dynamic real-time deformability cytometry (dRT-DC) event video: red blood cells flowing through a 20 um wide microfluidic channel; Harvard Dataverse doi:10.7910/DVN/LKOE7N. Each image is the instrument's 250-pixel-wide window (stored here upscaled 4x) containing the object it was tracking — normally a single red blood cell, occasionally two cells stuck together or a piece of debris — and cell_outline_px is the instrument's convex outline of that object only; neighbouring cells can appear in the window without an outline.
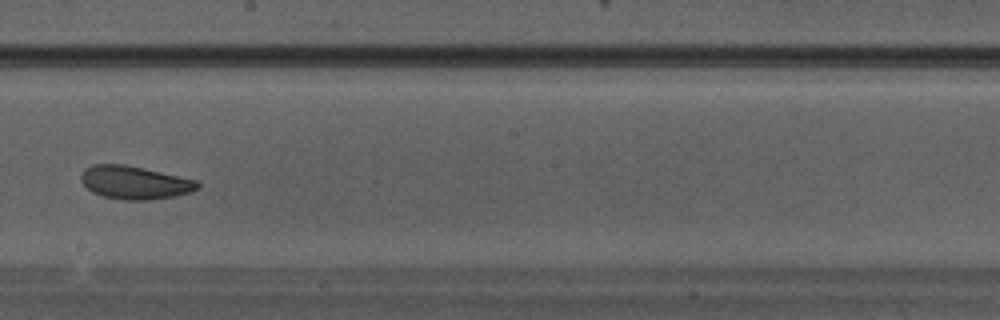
{"species": "Egyptian fruit bat (a non-hibernating species)", "species_latin": "Rousettus aegyptiacus", "temperature_condition": "warm", "stored_images_in_passage": 33, "camera_frame_rate_fps": 3000, "um_per_image_px": 0.085, "animal": {"sex": "male"}, "frame": {"image": 1, "passage_image": 19, "time_ms": 6.0, "image_size_px": [1000, 320], "cell_outline_px": [[200, 188], [192, 192], [152, 200], [124, 200], [104, 196], [92, 192], [80, 180], [80, 176], [84, 168], [92, 164], [124, 164], [144, 168], [200, 180]], "centroid_in_image_um": [11.48, 15.51], "position_along_channel_um": 236.7, "area_um2": 22.77}}